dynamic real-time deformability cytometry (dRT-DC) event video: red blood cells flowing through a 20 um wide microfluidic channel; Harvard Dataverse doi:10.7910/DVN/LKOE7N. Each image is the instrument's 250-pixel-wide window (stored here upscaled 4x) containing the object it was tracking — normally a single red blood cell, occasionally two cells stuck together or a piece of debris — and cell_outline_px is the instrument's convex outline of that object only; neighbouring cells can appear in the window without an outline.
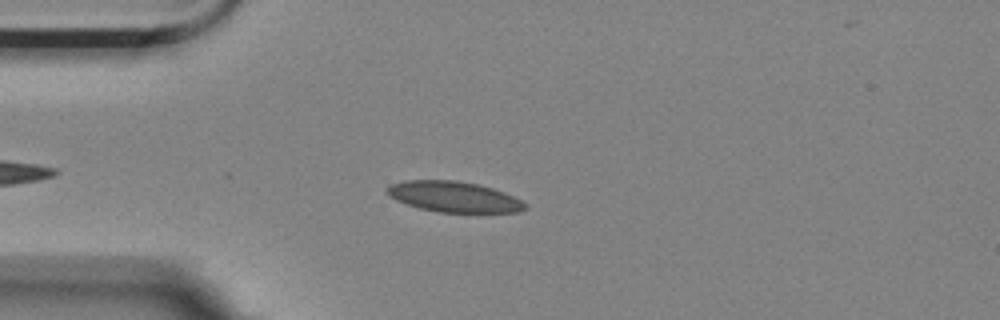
{"species": "Egyptian fruit bat (a non-hibernating species)", "species_latin": "Rousettus aegyptiacus", "temperature_condition": "room temperature", "stored_images_in_passage": 4, "camera_frame_rate_fps": 3000, "um_per_image_px": 0.085, "animal": {"sex": "female"}, "frame": {"image": 1, "passage_image": 4, "time_ms": 1.0, "image_size_px": [1000, 320], "cell_outline_px": [[528, 208], [520, 212], [440, 212], [420, 208], [396, 200], [388, 196], [384, 192], [384, 188], [392, 184], [404, 180], [456, 180], [480, 184], [504, 192], [528, 204]], "centroid_in_image_um": [38.56, 16.72], "position_along_channel_um": 46.4, "area_um2": 24.8}}